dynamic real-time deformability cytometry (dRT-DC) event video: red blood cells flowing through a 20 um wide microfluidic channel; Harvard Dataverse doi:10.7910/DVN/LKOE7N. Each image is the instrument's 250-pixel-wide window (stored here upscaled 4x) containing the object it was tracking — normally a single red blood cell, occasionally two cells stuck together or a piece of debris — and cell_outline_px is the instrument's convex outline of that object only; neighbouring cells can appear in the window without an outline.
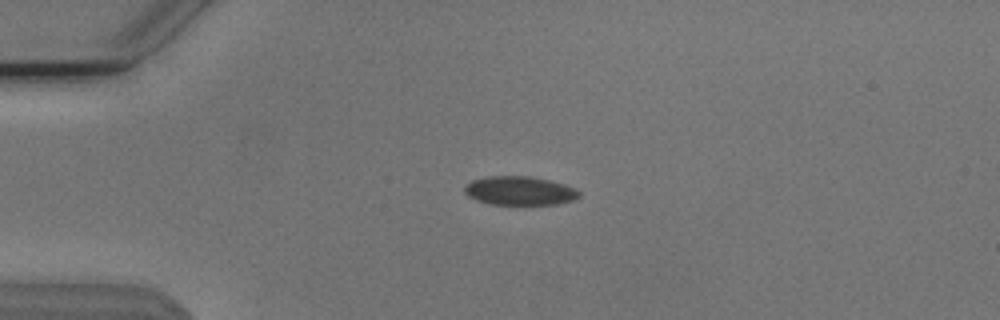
{"species": "Egyptian fruit bat (a non-hibernating species)", "species_latin": "Rousettus aegyptiacus", "temperature_condition": "cold", "stored_images_in_passage": 20, "camera_frame_rate_fps": 3000, "um_per_image_px": 0.085, "animal": {"sex": "male"}, "frame": {"image": 1, "passage_image": 14, "time_ms": 4.333, "image_size_px": [1000, 320], "cell_outline_px": [[580, 196], [572, 200], [556, 204], [492, 204], [476, 200], [468, 196], [464, 192], [464, 188], [472, 180], [488, 176], [528, 176], [548, 180], [564, 184], [576, 188], [580, 192]], "centroid_in_image_um": [44.17, 16.21], "position_along_channel_um": 40.8, "area_um2": 19.07}}